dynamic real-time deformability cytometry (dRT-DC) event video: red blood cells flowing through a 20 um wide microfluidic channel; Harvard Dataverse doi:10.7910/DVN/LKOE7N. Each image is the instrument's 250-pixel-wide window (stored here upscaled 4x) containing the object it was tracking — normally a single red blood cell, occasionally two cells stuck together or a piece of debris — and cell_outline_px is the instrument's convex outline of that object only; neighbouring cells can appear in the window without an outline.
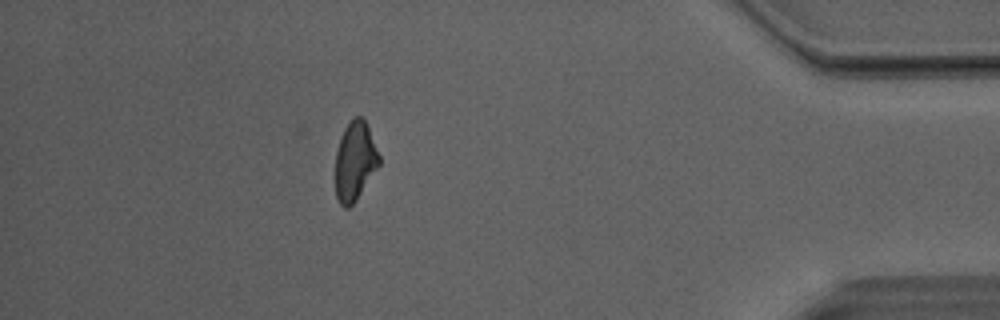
{"species": "Egyptian fruit bat (a non-hibernating species)", "species_latin": "Rousettus aegyptiacus", "temperature_condition": "room temperature", "stored_images_in_passage": 29, "camera_frame_rate_fps": 3000, "um_per_image_px": 0.085, "animal": {"sex": "male"}, "frame": {"image": 1, "passage_image": 29, "time_ms": 9.333, "image_size_px": [1000, 320], "cell_outline_px": [[380, 164], [356, 200], [348, 208], [344, 208], [340, 204], [336, 196], [336, 152], [340, 136], [344, 128], [352, 116], [360, 116], [364, 120], [368, 128], [380, 156]], "centroid_in_image_um": [30.16, 13.68], "position_along_channel_um": 405.0, "area_um2": 20.06}, "authors_computed_cell_mechanics": {"area_um2": 21.2704, "velocity_mm_per_s": 4.0832, "shape_relaxation_time_tau1_ms": 7.5992, "shape_relaxation_time_tau2_ms": 4.393, "deformation_change_tau1": 0.1911, "deformation_change_tau2": 0.1415}}